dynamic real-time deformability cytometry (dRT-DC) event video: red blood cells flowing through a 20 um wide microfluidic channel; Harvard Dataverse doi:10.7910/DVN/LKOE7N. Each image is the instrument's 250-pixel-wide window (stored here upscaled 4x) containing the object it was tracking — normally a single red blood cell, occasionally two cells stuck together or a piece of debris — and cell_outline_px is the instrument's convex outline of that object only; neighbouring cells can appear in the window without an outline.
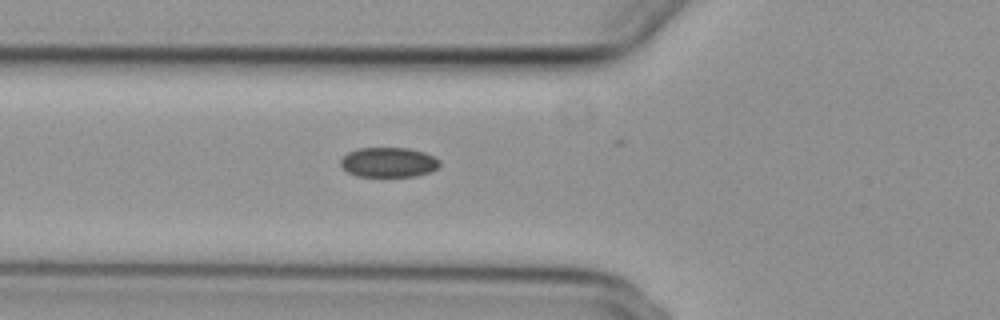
{"species": "common noctule bat (a hibernating species)", "species_latin": "Nyctalus noctula", "temperature_condition": "cold", "stored_images_in_passage": 37, "camera_frame_rate_fps": 3000, "um_per_image_px": 0.085, "animal": {"sex": "female", "body_mass_g": 29.2, "forearm_length_mm": 56.3}, "frame": {"image": 1, "passage_image": 2, "time_ms": 0.333, "image_size_px": [1000, 320], "cell_outline_px": [[440, 168], [416, 176], [356, 176], [348, 172], [340, 164], [340, 160], [348, 152], [360, 148], [408, 148], [424, 152], [440, 160]], "centroid_in_image_um": [33.04, 13.79], "position_along_channel_um": 92.8, "area_um2": 17.17}}
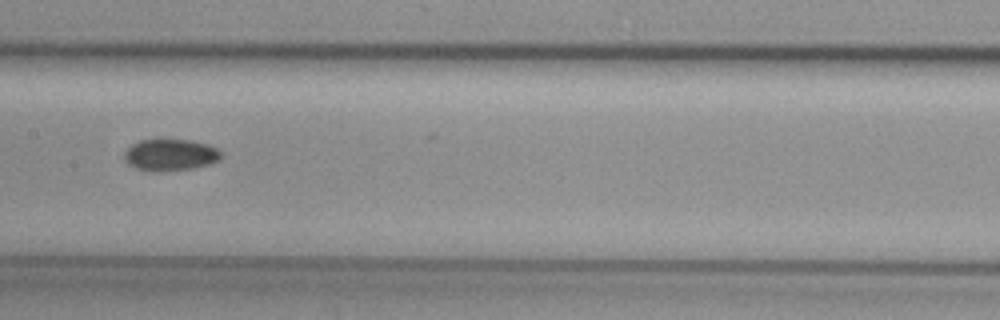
{"frame": {"image": 2, "passage_image": 10, "time_ms": 3.0, "image_size_px": [1000, 320], "cell_outline_px": [[220, 160], [208, 164], [192, 168], [156, 172], [152, 172], [136, 168], [128, 164], [124, 160], [124, 152], [132, 144], [140, 140], [156, 136], [160, 136], [192, 140], [208, 144], [216, 148], [220, 152]], "centroid_in_image_um": [14.42, 13.11], "position_along_channel_um": 193.0, "area_um2": 18.61}}
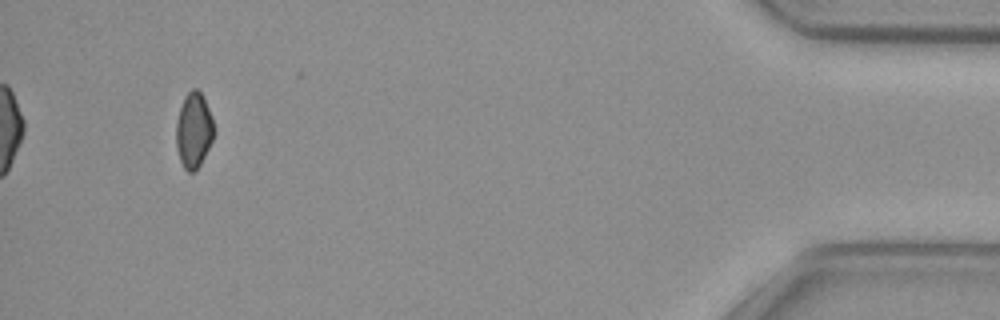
{"frame": {"image": 3, "passage_image": 34, "time_ms": 11.0, "image_size_px": [1000, 320], "cell_outline_px": [[216, 132], [200, 164], [192, 172], [188, 172], [184, 168], [180, 160], [176, 144], [176, 120], [184, 96], [192, 88], [196, 88], [200, 92], [208, 108]], "centroid_in_image_um": [16.46, 11.06], "position_along_channel_um": 418.7, "area_um2": 16.42}, "authors_computed_cell_mechanics": {"area_um2": 17.3978, "velocity_mm_per_s": 3.7353, "shape_relaxation_time_tau1_ms": 5.0944, "shape_relaxation_time_tau2_ms": null, "deformation_change_tau1": 0.0768, "deformation_change_tau2": null}}